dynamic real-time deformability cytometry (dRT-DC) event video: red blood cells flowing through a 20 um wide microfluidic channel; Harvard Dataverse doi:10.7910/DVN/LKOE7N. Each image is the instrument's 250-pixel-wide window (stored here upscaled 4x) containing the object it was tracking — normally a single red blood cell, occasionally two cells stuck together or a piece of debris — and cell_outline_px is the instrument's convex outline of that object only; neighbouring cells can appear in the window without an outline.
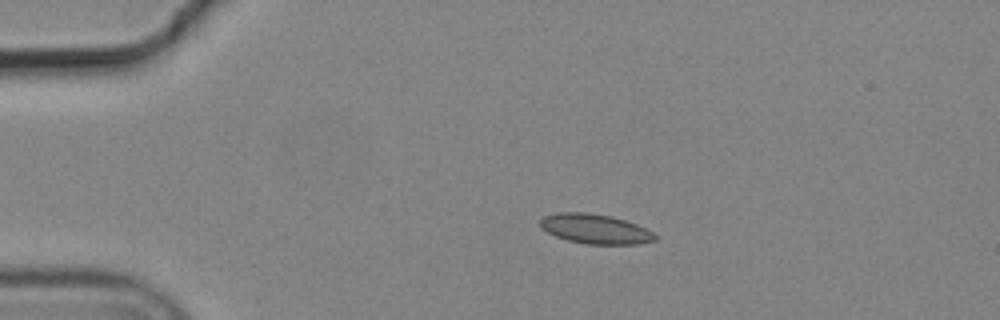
{"species": "common noctule bat (a hibernating species)", "species_latin": "Nyctalus noctula", "temperature_condition": "cold", "stored_images_in_passage": 7, "camera_frame_rate_fps": 3000, "um_per_image_px": 0.085, "animal": {"sex": "male", "body_mass_g": 19.2, "forearm_length_mm": 51.8}, "frame": {"image": 1, "passage_image": 3, "time_ms": 0.667, "image_size_px": [1000, 320], "cell_outline_px": [[660, 236], [656, 240], [636, 244], [588, 244], [568, 240], [556, 236], [540, 228], [540, 220], [544, 216], [556, 212], [588, 212], [612, 216], [636, 224]], "centroid_in_image_um": [50.59, 19.45], "position_along_channel_um": 34.4, "area_um2": 19.88}}
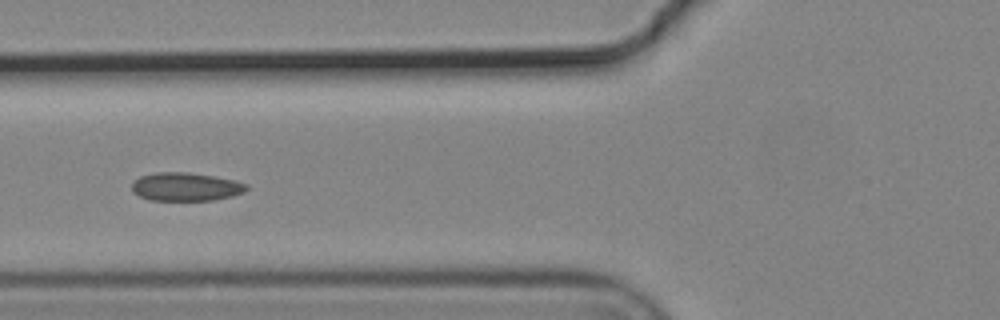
{"frame": {"image": 2, "passage_image": 6, "time_ms": 1.667, "image_size_px": [1000, 320], "cell_outline_px": [[248, 188], [244, 192], [232, 196], [212, 200], [148, 200], [132, 192], [132, 180], [140, 176], [156, 172], [188, 172], [236, 180], [248, 184]], "centroid_in_image_um": [15.77, 15.87], "position_along_channel_um": 110.0, "area_um2": 19.07}}
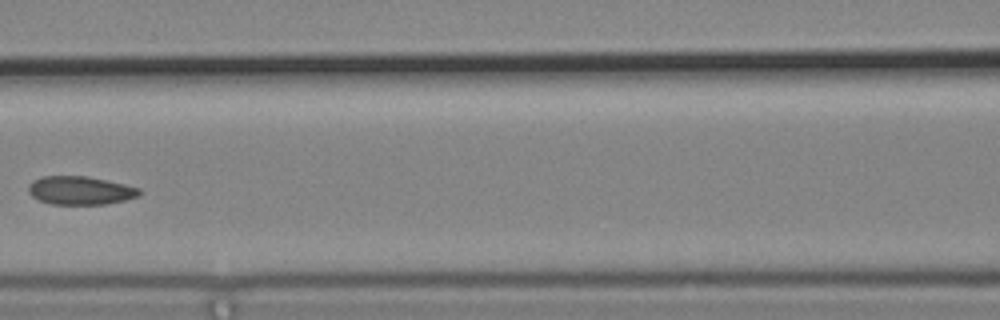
{"frame": {"image": 3, "passage_image": 7, "time_ms": 2.0, "image_size_px": [1000, 320], "cell_outline_px": [[140, 196], [108, 204], [52, 204], [40, 200], [32, 196], [28, 192], [28, 184], [32, 180], [40, 176], [88, 176], [124, 184], [140, 188]], "centroid_in_image_um": [6.8, 16.18], "position_along_channel_um": 159.8, "area_um2": 18.44}}